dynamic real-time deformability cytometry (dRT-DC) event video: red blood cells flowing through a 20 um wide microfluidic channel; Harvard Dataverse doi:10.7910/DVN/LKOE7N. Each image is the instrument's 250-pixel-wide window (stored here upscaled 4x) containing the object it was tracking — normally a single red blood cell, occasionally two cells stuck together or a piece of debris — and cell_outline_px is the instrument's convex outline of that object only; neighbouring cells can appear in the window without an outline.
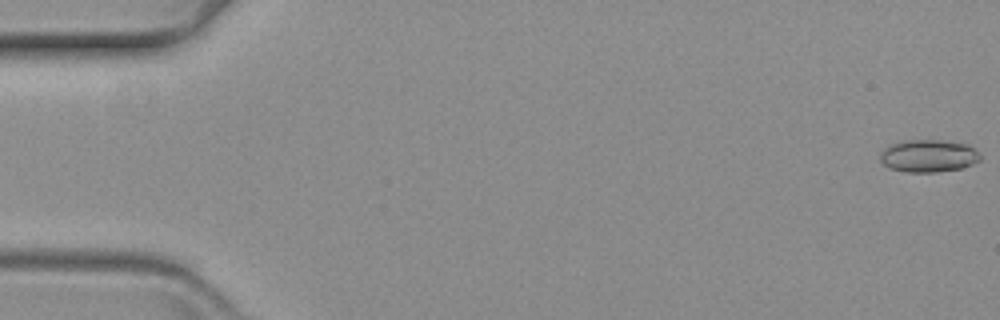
{"species": "common noctule bat (a hibernating species)", "species_latin": "Nyctalus noctula", "temperature_condition": "warm", "stored_images_in_passage": 55, "camera_frame_rate_fps": 3000, "um_per_image_px": 0.085, "animal": {"sex": "female", "body_mass_g": 19.3, "forearm_length_mm": 54.1}, "frame": {"image": 1, "passage_image": 1, "time_ms": 0.0, "image_size_px": [1000, 320], "cell_outline_px": [[980, 160], [972, 164], [960, 168], [936, 172], [908, 172], [892, 168], [884, 164], [880, 160], [880, 152], [884, 148], [900, 140], [940, 140], [968, 144], [980, 156]], "centroid_in_image_um": [78.89, 13.24], "position_along_channel_um": 6.1, "area_um2": 18.79}}
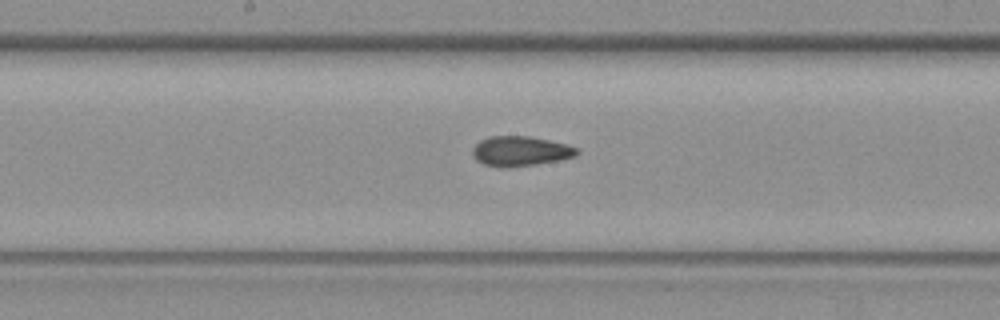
{"frame": {"image": 2, "passage_image": 32, "time_ms": 10.333, "image_size_px": [1000, 320], "cell_outline_px": [[580, 152], [576, 156], [560, 160], [536, 164], [508, 168], [500, 168], [484, 164], [476, 160], [472, 152], [472, 148], [480, 140], [488, 136], [528, 136], [548, 140], [564, 144], [576, 148]], "centroid_in_image_um": [44.2, 12.86], "position_along_channel_um": 204.0, "area_um2": 18.21}}
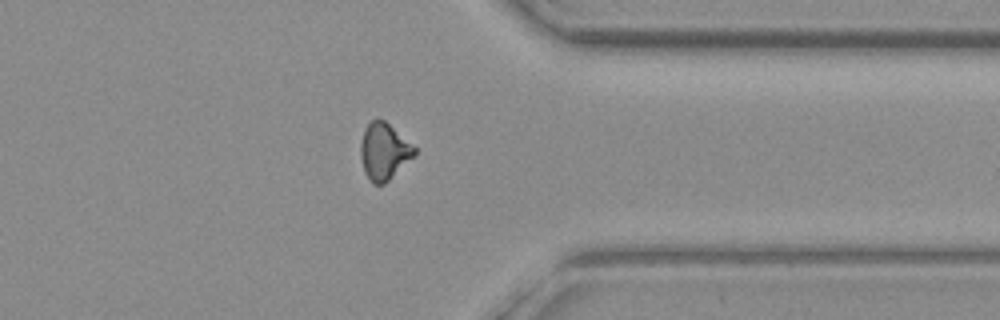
{"frame": {"image": 3, "passage_image": 48, "time_ms": 15.667, "image_size_px": [1000, 320], "cell_outline_px": [[416, 152], [384, 184], [372, 184], [368, 180], [364, 172], [360, 156], [360, 144], [364, 128], [372, 120], [384, 120], [416, 148]], "centroid_in_image_um": [32.58, 12.88], "position_along_channel_um": 378.8, "area_um2": 17.4}}